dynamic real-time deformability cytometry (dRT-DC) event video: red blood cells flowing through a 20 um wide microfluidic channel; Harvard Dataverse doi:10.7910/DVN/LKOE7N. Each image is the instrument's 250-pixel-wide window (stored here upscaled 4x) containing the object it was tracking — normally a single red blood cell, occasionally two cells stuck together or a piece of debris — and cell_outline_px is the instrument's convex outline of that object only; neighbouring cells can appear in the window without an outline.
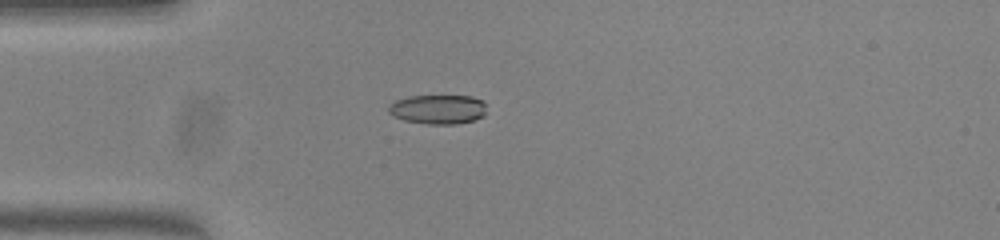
{"species": "common noctule bat (a hibernating species)", "species_latin": "Nyctalus noctula", "temperature_condition": "warm", "stored_images_in_passage": 32, "camera_frame_rate_fps": 3000, "um_per_image_px": 0.085, "animal": {"sex": "female", "body_mass_g": 23.0, "forearm_length_mm": 53.4}, "frame": {"image": 1, "passage_image": 1, "time_ms": 0.0, "image_size_px": [1000, 240], "cell_outline_px": [[484, 116], [476, 120], [456, 124], [428, 124], [404, 120], [388, 112], [388, 104], [396, 100], [408, 96], [472, 96], [484, 100]], "centroid_in_image_um": [37.24, 9.29], "position_along_channel_um": 47.8, "area_um2": 16.82}}
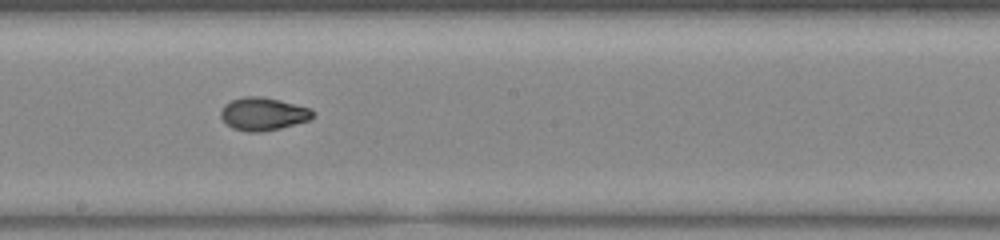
{"frame": {"image": 2, "passage_image": 16, "time_ms": 5.0, "image_size_px": [1000, 240], "cell_outline_px": [[316, 116], [308, 120], [280, 128], [260, 132], [248, 132], [232, 128], [220, 116], [220, 112], [224, 104], [232, 100], [244, 96], [260, 96], [280, 100], [312, 108], [316, 112]], "centroid_in_image_um": [22.4, 9.67], "position_along_channel_um": 225.8, "area_um2": 17.74}}
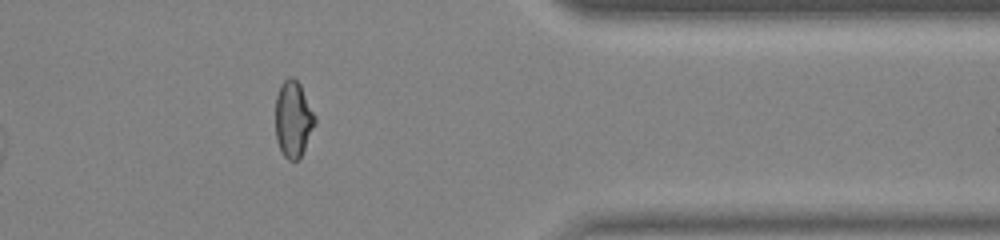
{"frame": {"image": 3, "passage_image": 30, "time_ms": 9.667, "image_size_px": [1000, 240], "cell_outline_px": [[316, 124], [300, 160], [288, 160], [284, 156], [276, 140], [276, 96], [280, 84], [288, 76], [292, 76], [300, 84], [316, 116]], "centroid_in_image_um": [24.94, 10.13], "position_along_channel_um": 386.5, "area_um2": 17.8}, "authors_computed_cell_mechanics": {"area_um2": 17.4556, "velocity_mm_per_s": 3.8341, "shape_relaxation_time_tau1_ms": null, "shape_relaxation_time_tau2_ms": 1.092, "deformation_change_tau1": null, "deformation_change_tau2": 0.0499}}